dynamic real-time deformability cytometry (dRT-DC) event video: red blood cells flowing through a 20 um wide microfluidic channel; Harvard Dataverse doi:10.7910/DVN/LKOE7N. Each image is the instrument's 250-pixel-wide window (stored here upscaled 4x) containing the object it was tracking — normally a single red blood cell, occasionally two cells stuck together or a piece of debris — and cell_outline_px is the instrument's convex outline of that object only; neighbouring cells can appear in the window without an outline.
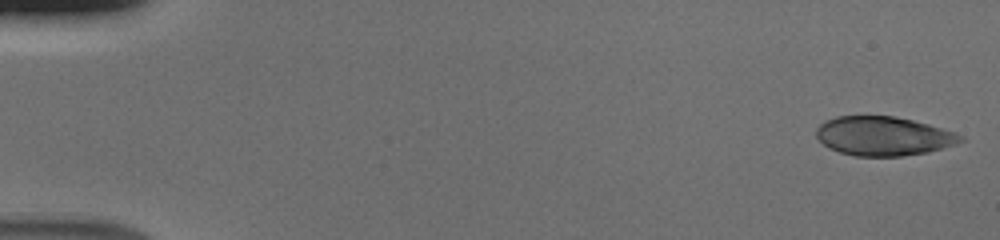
{"species": "human", "species_latin": "Homo sapiens", "temperature_condition": "cold", "stored_images_in_passage": 52, "camera_frame_rate_fps": 3000, "um_per_image_px": 0.085, "donor": {"sex": "male"}, "frame": {"image": 1, "passage_image": 1, "time_ms": 0.0, "image_size_px": [1000, 240], "cell_outline_px": [[964, 140], [956, 144], [928, 152], [900, 156], [856, 156], [840, 152], [828, 148], [816, 136], [816, 128], [824, 120], [836, 116], [892, 116], [912, 120], [928, 124], [956, 132], [964, 136]], "centroid_in_image_um": [75.09, 11.56], "position_along_channel_um": 9.9, "area_um2": 32.89}}
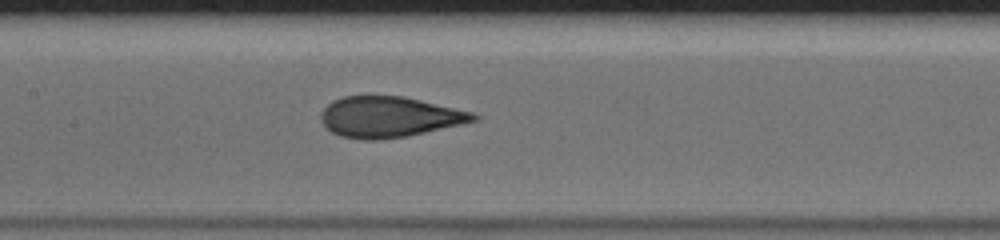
{"frame": {"image": 2, "passage_image": 26, "time_ms": 8.333, "image_size_px": [1000, 240], "cell_outline_px": [[480, 120], [408, 136], [380, 140], [360, 140], [340, 136], [332, 132], [320, 120], [320, 112], [332, 100], [344, 96], [404, 96], [472, 112], [480, 116]], "centroid_in_image_um": [33.08, 9.95], "position_along_channel_um": 174.3, "area_um2": 36.36}}
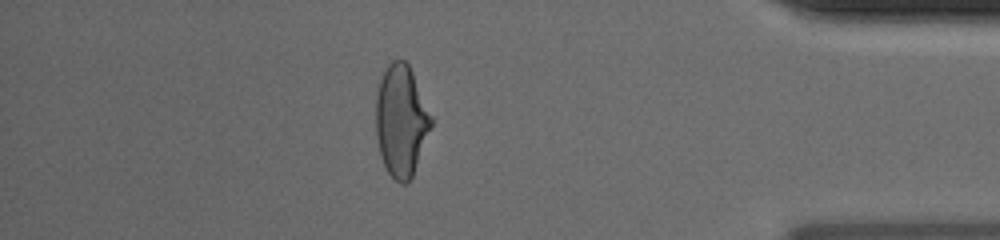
{"frame": {"image": 3, "passage_image": 46, "time_ms": 15.0, "image_size_px": [1000, 240], "cell_outline_px": [[432, 128], [412, 176], [408, 184], [400, 184], [388, 172], [380, 156], [376, 136], [376, 92], [380, 80], [388, 64], [392, 60], [404, 60], [408, 64], [412, 72], [432, 116]], "centroid_in_image_um": [34.1, 10.28], "position_along_channel_um": 401.1, "area_um2": 35.95}}